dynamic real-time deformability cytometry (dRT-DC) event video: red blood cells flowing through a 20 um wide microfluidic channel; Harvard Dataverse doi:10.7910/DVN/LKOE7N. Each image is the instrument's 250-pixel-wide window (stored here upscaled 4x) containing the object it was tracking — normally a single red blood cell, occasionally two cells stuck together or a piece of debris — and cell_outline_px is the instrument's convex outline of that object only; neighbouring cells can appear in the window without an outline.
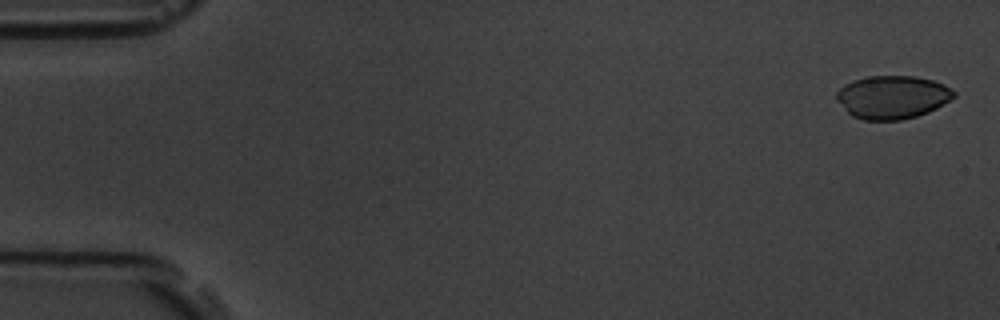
{"species": "common noctule bat (a hibernating species)", "species_latin": "Nyctalus noctula", "temperature_condition": "room temperature", "stored_images_in_passage": 4, "camera_frame_rate_fps": 3000, "um_per_image_px": 0.085, "animal": {"sex": "male", "body_mass_g": 19.5, "forearm_length_mm": 54.6}, "frame": {"image": 1, "passage_image": 1, "time_ms": 0.0, "image_size_px": [1000, 320], "cell_outline_px": [[956, 96], [936, 108], [928, 112], [916, 116], [900, 120], [864, 120], [852, 116], [836, 100], [836, 92], [844, 84], [852, 80], [868, 76], [916, 76], [932, 80], [944, 84], [956, 92]], "centroid_in_image_um": [75.84, 8.25], "position_along_channel_um": 9.2, "area_um2": 29.59}}